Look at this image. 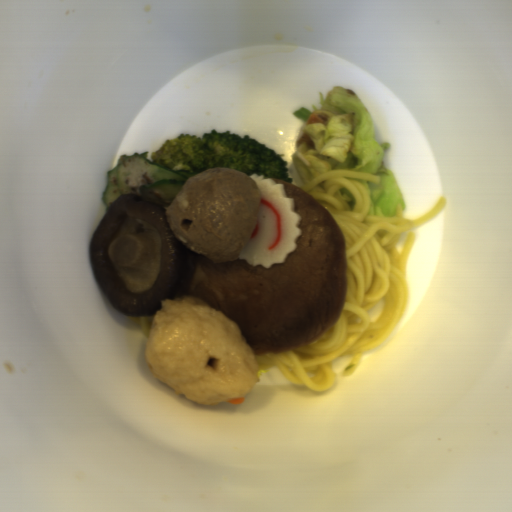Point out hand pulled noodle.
<instances>
[{
	"instance_id": "hand-pulled-noodle-2",
	"label": "hand pulled noodle",
	"mask_w": 512,
	"mask_h": 512,
	"mask_svg": "<svg viewBox=\"0 0 512 512\" xmlns=\"http://www.w3.org/2000/svg\"><path fill=\"white\" fill-rule=\"evenodd\" d=\"M126 314V313H125ZM131 323L138 325L139 329L148 337L154 316H134L126 314Z\"/></svg>"
},
{
	"instance_id": "hand-pulled-noodle-1",
	"label": "hand pulled noodle",
	"mask_w": 512,
	"mask_h": 512,
	"mask_svg": "<svg viewBox=\"0 0 512 512\" xmlns=\"http://www.w3.org/2000/svg\"><path fill=\"white\" fill-rule=\"evenodd\" d=\"M355 179L377 185L381 177L340 168L299 188L332 215L346 241V290L340 317L319 338L296 350L254 355L259 371L276 368L292 384L318 392L335 385V359L350 357L342 375L351 376L362 354L381 345L400 324L408 305V261L416 232H408L401 252L396 243L402 233L432 220L447 204L441 197L415 220L404 218L400 204L394 216L370 215V192ZM344 187L355 195L353 210L336 195Z\"/></svg>"
}]
</instances>
